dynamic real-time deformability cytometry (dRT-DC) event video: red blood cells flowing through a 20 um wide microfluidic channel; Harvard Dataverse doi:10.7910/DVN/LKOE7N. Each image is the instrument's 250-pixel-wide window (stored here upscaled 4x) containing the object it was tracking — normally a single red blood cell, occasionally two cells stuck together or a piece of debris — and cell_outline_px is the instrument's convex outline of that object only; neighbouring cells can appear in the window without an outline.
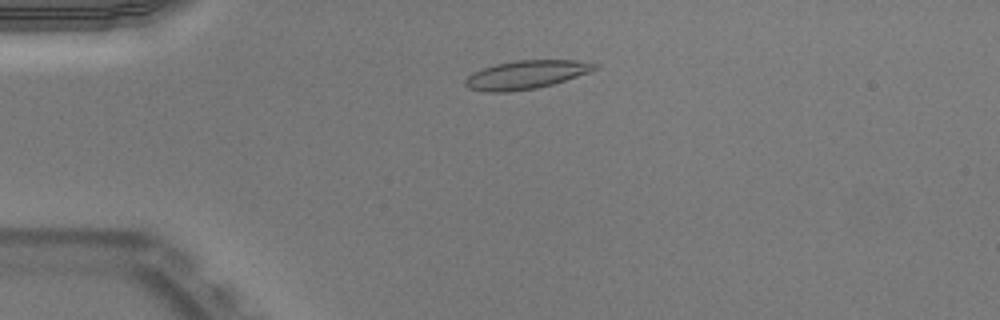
{"species": "Egyptian fruit bat (a non-hibernating species)", "species_latin": "Rousettus aegyptiacus", "temperature_condition": "warm", "stored_images_in_passage": 44, "camera_frame_rate_fps": 3000, "um_per_image_px": 0.085, "animal": {"sex": "male"}, "frame": {"image": 1, "passage_image": 5, "time_ms": 1.333, "image_size_px": [1000, 320], "cell_outline_px": [[600, 68], [592, 72], [552, 84], [536, 88], [508, 92], [484, 92], [468, 88], [464, 84], [464, 80], [468, 76], [484, 68], [496, 64], [516, 60], [576, 60], [600, 64]], "centroid_in_image_um": [44.77, 6.35], "position_along_channel_um": 40.2, "area_um2": 21.56}}
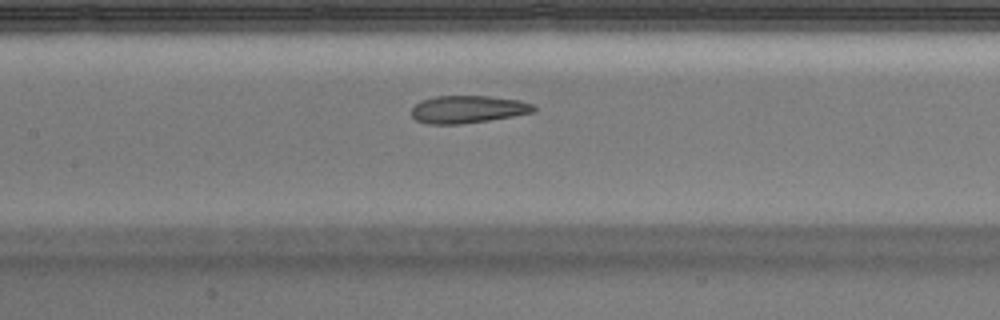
{"frame": {"image": 2, "passage_image": 17, "time_ms": 5.333, "image_size_px": [1000, 320], "cell_outline_px": [[536, 112], [488, 120], [460, 124], [428, 124], [416, 120], [412, 116], [412, 108], [420, 100], [436, 96], [488, 96], [520, 100], [532, 104], [536, 108]], "centroid_in_image_um": [39.76, 9.29], "position_along_channel_um": 167.6, "area_um2": 19.59}}
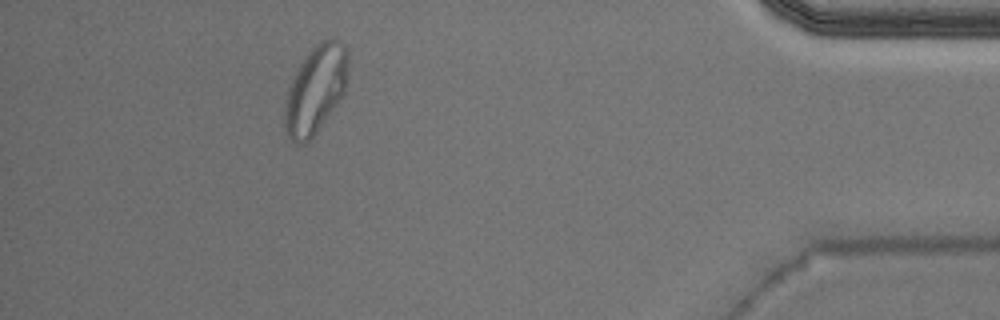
{"frame": {"image": 3, "passage_image": 39, "time_ms": 12.667, "image_size_px": [1000, 320], "cell_outline_px": [[348, 64], [344, 92], [316, 132], [304, 144], [296, 144], [288, 136], [284, 124], [284, 112], [288, 88], [300, 64], [308, 52], [320, 40], [328, 36], [340, 40], [344, 44], [348, 52]], "centroid_in_image_um": [26.82, 7.56], "position_along_channel_um": 408.4, "area_um2": 32.14}, "authors_computed_cell_mechanics": {"area_um2": 21.5594, "velocity_mm_per_s": 3.9563, "shape_relaxation_time_tau1_ms": null, "shape_relaxation_time_tau2_ms": 1.4571, "deformation_change_tau1": null, "deformation_change_tau2": 0.079}}